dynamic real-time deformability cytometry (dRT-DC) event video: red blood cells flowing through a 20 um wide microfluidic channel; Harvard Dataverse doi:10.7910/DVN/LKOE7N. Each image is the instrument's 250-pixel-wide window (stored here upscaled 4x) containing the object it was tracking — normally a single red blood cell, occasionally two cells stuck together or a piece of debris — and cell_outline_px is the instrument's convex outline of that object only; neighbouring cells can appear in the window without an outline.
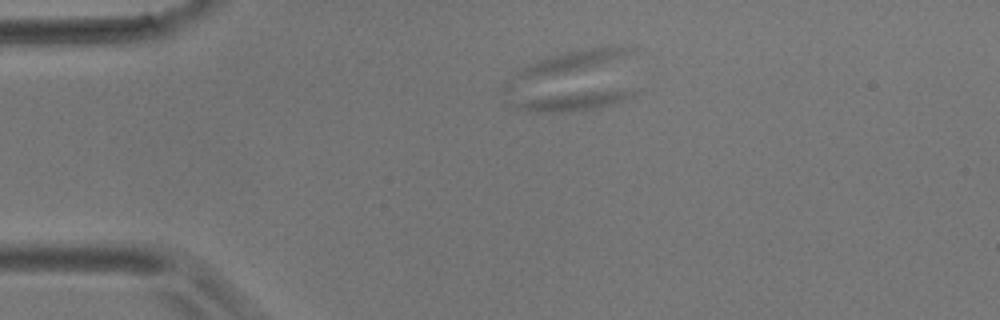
{"species": "common noctule bat (a hibernating species)", "species_latin": "Nyctalus noctula", "temperature_condition": "room temperature", "stored_images_in_passage": 4, "camera_frame_rate_fps": 3000, "um_per_image_px": 0.085, "animal": {"sex": "male", "body_mass_g": 17.9}, "frame": {"image": 1, "passage_image": 2, "time_ms": 1.0, "image_size_px": [1000, 320], "cell_outline_px": [[636, 96], [600, 108], [568, 112], [528, 112], [512, 108], [504, 104], [512, 100], [584, 92], [624, 88], [636, 92]], "centroid_in_image_um": [48.64, 8.61], "position_along_channel_um": 36.4, "area_um2": 13.53}}